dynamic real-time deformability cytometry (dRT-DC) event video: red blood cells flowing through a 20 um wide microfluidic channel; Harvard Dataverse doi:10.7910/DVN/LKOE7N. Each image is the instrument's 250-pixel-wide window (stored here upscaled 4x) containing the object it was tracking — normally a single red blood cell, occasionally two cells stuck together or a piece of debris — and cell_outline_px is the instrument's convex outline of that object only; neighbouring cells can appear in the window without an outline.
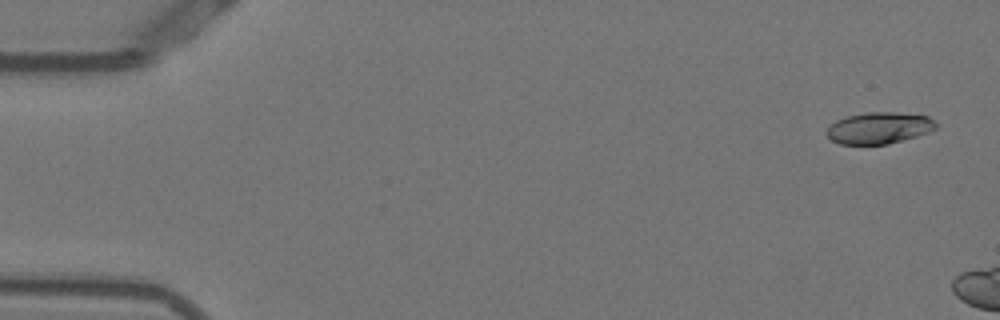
{"species": "Egyptian fruit bat (a non-hibernating species)", "species_latin": "Rousettus aegyptiacus", "temperature_condition": "warm", "stored_images_in_passage": 8, "camera_frame_rate_fps": 3000, "um_per_image_px": 0.085, "animal": {"sex": "female"}, "frame": {"image": 1, "passage_image": 2, "time_ms": 0.333, "image_size_px": [1000, 320], "cell_outline_px": [[936, 128], [928, 132], [916, 136], [888, 144], [840, 144], [832, 140], [828, 136], [828, 128], [836, 120], [848, 116], [864, 112], [892, 112], [928, 116], [936, 124]], "centroid_in_image_um": [74.71, 10.87], "position_along_channel_um": 10.3, "area_um2": 19.77}}